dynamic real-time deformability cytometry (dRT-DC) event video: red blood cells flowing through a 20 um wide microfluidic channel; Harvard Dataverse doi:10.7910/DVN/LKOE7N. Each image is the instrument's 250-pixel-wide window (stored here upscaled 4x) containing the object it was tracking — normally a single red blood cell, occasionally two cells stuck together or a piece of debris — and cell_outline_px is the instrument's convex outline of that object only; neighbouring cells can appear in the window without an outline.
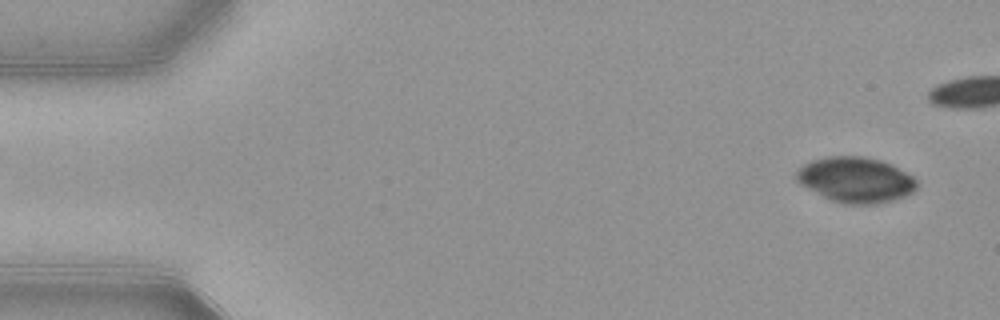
{"species": "common noctule bat (a hibernating species)", "species_latin": "Nyctalus noctula", "temperature_condition": "warm", "stored_images_in_passage": 42, "camera_frame_rate_fps": 3000, "um_per_image_px": 0.085, "animal": {"sex": "female", "body_mass_g": 21.9}, "frame": {"image": 1, "passage_image": 2, "time_ms": 0.333, "image_size_px": [1000, 320], "cell_outline_px": [[916, 188], [912, 192], [904, 196], [880, 204], [844, 204], [832, 200], [800, 184], [796, 180], [796, 172], [804, 164], [812, 160], [828, 156], [864, 156], [880, 160], [892, 164], [912, 176], [916, 180]], "centroid_in_image_um": [72.74, 15.27], "position_along_channel_um": 12.3, "area_um2": 31.67}}
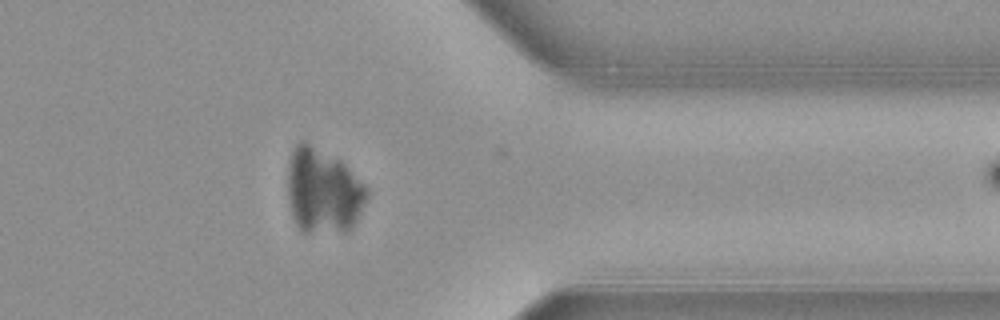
{"frame": {"image": 2, "passage_image": 41, "time_ms": 13.333, "image_size_px": [1000, 320], "cell_outline_px": [[368, 196], [356, 220], [344, 232], [304, 232], [296, 224], [292, 216], [288, 200], [288, 160], [296, 144], [300, 140], [304, 140], [340, 160], [368, 188]], "centroid_in_image_um": [27.43, 16.22], "position_along_channel_um": 384.0, "area_um2": 39.07}}